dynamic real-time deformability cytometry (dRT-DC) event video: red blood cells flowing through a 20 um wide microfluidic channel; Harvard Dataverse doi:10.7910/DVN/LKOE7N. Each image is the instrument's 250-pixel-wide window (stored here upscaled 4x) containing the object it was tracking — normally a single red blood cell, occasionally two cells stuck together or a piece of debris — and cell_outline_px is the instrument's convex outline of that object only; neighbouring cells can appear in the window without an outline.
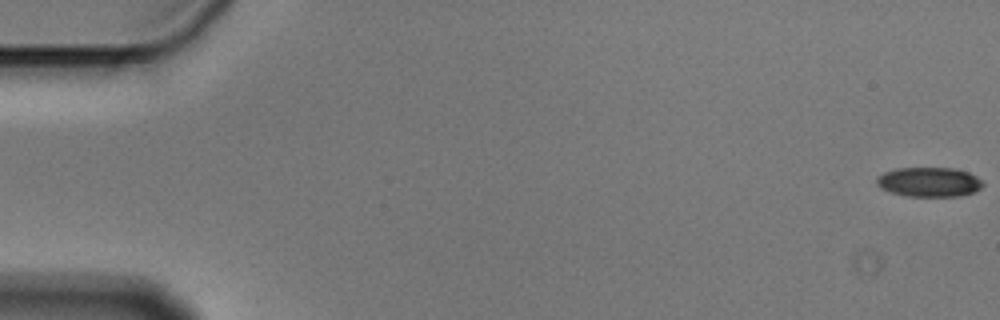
{"species": "Egyptian fruit bat (a non-hibernating species)", "species_latin": "Rousettus aegyptiacus", "temperature_condition": "cold", "stored_images_in_passage": 6, "camera_frame_rate_fps": 3000, "um_per_image_px": 0.085, "animal": {"sex": "male"}, "frame": {"image": 1, "passage_image": 1, "time_ms": 0.0, "image_size_px": [1000, 320], "cell_outline_px": [[984, 184], [976, 192], [960, 196], [908, 196], [892, 192], [880, 188], [876, 184], [876, 176], [884, 172], [896, 168], [956, 168], [968, 172], [976, 176]], "centroid_in_image_um": [78.97, 15.46], "position_along_channel_um": 6.0, "area_um2": 18.38}}
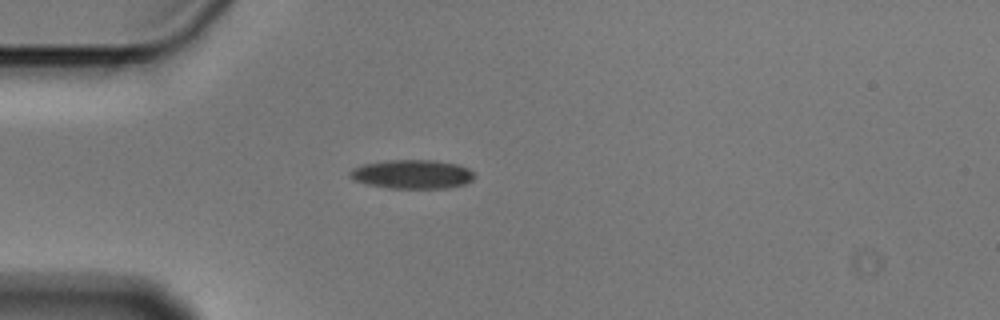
{"frame": {"image": 2, "passage_image": 5, "time_ms": 1.333, "image_size_px": [1000, 320], "cell_outline_px": [[472, 180], [464, 184], [444, 188], [388, 188], [364, 184], [352, 180], [348, 176], [348, 172], [352, 168], [360, 164], [388, 160], [436, 160], [456, 164], [468, 168], [472, 172]], "centroid_in_image_um": [34.93, 14.8], "position_along_channel_um": 50.1, "area_um2": 21.15}}